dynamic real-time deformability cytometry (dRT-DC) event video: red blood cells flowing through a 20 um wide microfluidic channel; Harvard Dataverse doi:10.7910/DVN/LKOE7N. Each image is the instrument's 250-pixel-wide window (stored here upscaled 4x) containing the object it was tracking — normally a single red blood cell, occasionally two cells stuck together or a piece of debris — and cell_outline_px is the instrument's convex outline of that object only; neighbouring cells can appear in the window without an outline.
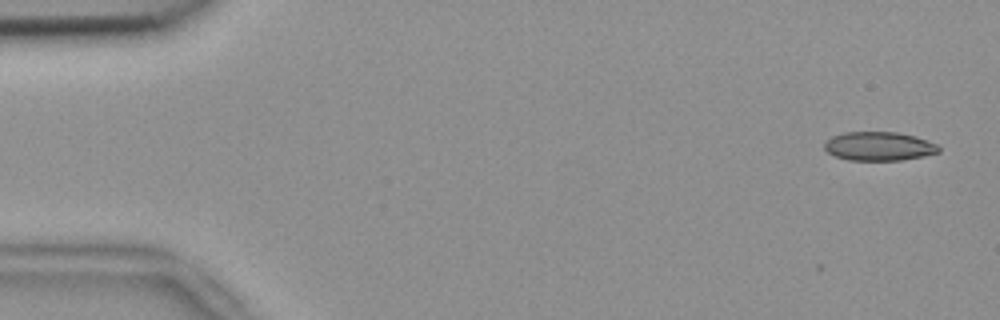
{"species": "common noctule bat (a hibernating species)", "species_latin": "Nyctalus noctula", "temperature_condition": "room temperature", "stored_images_in_passage": 7, "camera_frame_rate_fps": 3000, "um_per_image_px": 0.085, "animal": {"sex": "female", "body_mass_g": 18.4}, "frame": {"image": 1, "passage_image": 2, "time_ms": 0.333, "image_size_px": [1000, 320], "cell_outline_px": [[940, 152], [924, 156], [900, 160], [848, 160], [836, 156], [828, 152], [824, 148], [824, 144], [832, 136], [844, 132], [896, 132], [912, 136], [936, 144], [940, 148]], "centroid_in_image_um": [74.69, 12.43], "position_along_channel_um": 10.3, "area_um2": 18.96}}